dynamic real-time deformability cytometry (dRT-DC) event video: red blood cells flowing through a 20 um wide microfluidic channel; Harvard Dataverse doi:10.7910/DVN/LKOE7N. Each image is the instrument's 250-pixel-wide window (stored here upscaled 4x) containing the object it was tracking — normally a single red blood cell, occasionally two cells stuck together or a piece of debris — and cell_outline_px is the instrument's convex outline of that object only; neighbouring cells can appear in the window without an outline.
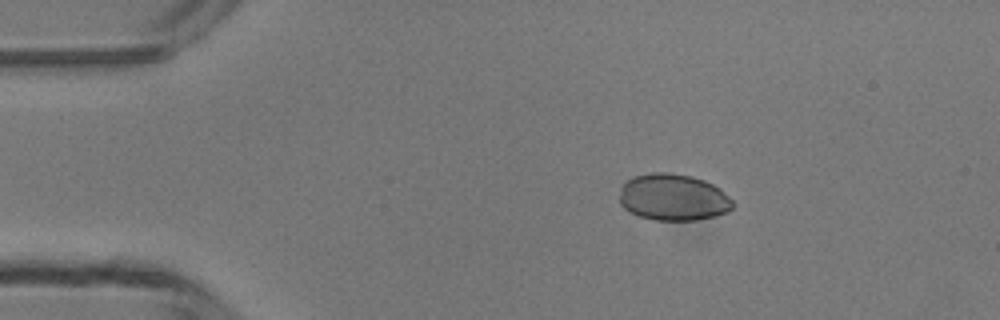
{"species": "common noctule bat (a hibernating species)", "species_latin": "Nyctalus noctula", "temperature_condition": "room temperature", "stored_images_in_passage": 3, "camera_frame_rate_fps": 3000, "um_per_image_px": 0.085, "animal": {"sex": "male", "body_mass_g": 13.3}, "frame": {"image": 1, "passage_image": 1, "time_ms": 0.0, "image_size_px": [1000, 320], "cell_outline_px": [[736, 204], [728, 212], [696, 220], [656, 220], [640, 216], [628, 212], [620, 204], [620, 188], [624, 180], [632, 176], [652, 172], [668, 172], [692, 176], [704, 180], [720, 188]], "centroid_in_image_um": [57.19, 16.76], "position_along_channel_um": 27.8, "area_um2": 31.15}}
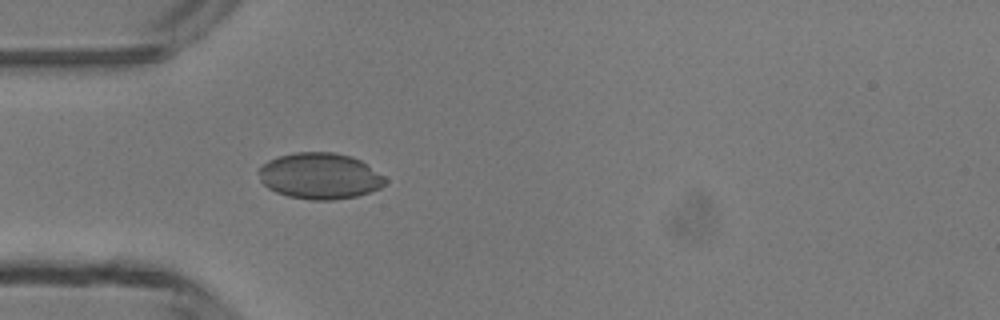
{"frame": {"image": 2, "passage_image": 3, "time_ms": 2.0, "image_size_px": [1000, 320], "cell_outline_px": [[388, 180], [380, 188], [356, 196], [332, 200], [312, 200], [288, 196], [276, 192], [268, 188], [260, 180], [260, 168], [268, 160], [280, 156], [296, 152], [332, 152], [352, 156], [360, 160], [384, 176]], "centroid_in_image_um": [27.2, 14.96], "position_along_channel_um": 57.8, "area_um2": 33.76}}